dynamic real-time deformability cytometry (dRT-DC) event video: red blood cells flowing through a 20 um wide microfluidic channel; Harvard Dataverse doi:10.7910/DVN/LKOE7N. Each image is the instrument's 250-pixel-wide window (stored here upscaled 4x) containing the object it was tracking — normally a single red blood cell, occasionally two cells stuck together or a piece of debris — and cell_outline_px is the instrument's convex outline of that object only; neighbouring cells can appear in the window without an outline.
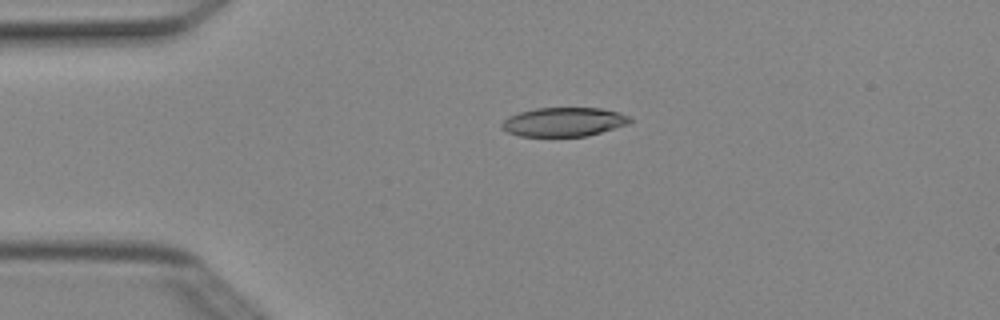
{"species": "Egyptian fruit bat (a non-hibernating species)", "species_latin": "Rousettus aegyptiacus", "temperature_condition": "cold", "stored_images_in_passage": 3, "camera_frame_rate_fps": 3000, "um_per_image_px": 0.085, "animal": {"sex": "female"}, "frame": {"image": 1, "passage_image": 2, "time_ms": 0.333, "image_size_px": [1000, 320], "cell_outline_px": [[632, 120], [628, 124], [588, 136], [520, 136], [508, 132], [500, 128], [500, 124], [508, 116], [520, 112], [536, 108], [600, 108], [620, 112], [628, 116]], "centroid_in_image_um": [47.91, 10.36], "position_along_channel_um": 37.1, "area_um2": 21.68}}